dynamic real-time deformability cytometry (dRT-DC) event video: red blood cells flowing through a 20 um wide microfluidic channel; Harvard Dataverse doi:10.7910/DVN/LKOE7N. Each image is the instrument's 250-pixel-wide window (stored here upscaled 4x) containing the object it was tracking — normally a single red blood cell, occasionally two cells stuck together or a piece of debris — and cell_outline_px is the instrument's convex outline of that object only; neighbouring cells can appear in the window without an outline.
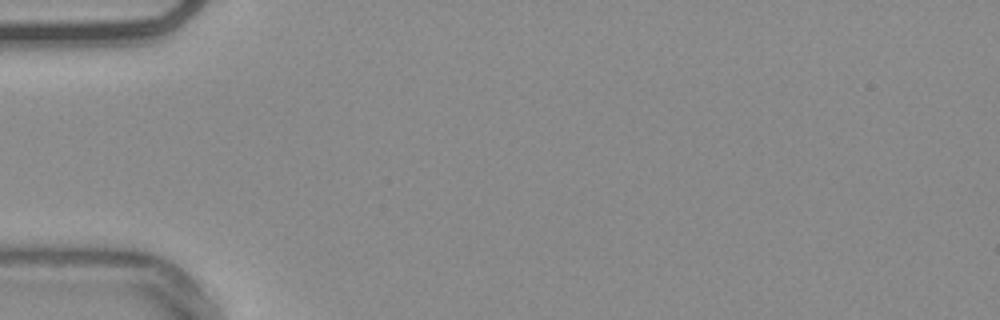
{"species": "common noctule bat (a hibernating species)", "species_latin": "Nyctalus noctula", "temperature_condition": "warm", "stored_images_in_passage": 2, "camera_frame_rate_fps": 3000, "um_per_image_px": 0.085, "animal": {"sex": "male", "body_mass_g": 20.4}, "frame": {"image": 1, "passage_image": 1, "time_ms": 0.0, "image_size_px": [1000, 320], "cell_outline_px": [[144, 260], [140, 264], [48, 264], [20, 260], [24, 256], [104, 244]], "centroid_in_image_um": [7.26, 21.81], "position_along_channel_um": 77.7, "area_um2": 11.27}}